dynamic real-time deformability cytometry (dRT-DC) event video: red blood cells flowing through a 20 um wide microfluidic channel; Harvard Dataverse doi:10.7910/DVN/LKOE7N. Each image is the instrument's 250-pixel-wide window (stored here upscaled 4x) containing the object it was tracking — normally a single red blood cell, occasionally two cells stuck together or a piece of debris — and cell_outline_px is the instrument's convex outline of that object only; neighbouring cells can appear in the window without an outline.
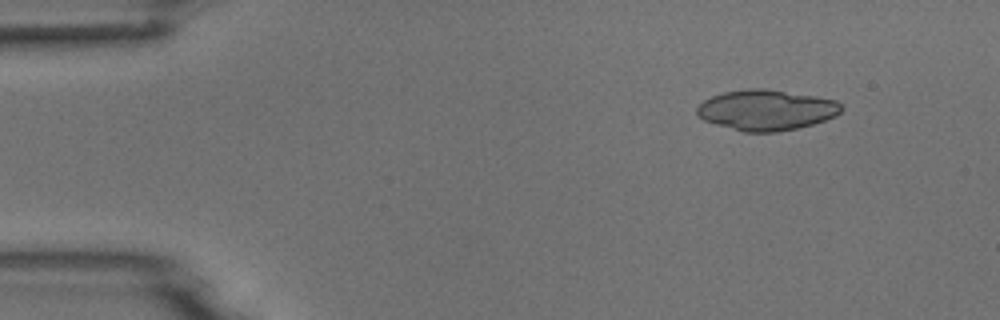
{"species": "common noctule bat (a hibernating species)", "species_latin": "Nyctalus noctula", "temperature_condition": "room temperature", "stored_images_in_passage": 5, "camera_frame_rate_fps": 3000, "um_per_image_px": 0.085, "animal": {"sex": "male", "body_mass_g": 18.8}, "frame": {"image": 1, "passage_image": 2, "time_ms": 1.0, "image_size_px": [1000, 320], "cell_outline_px": [[844, 108], [836, 116], [812, 124], [780, 132], [744, 132], [716, 124], [704, 120], [696, 116], [696, 108], [704, 100], [712, 96], [724, 92], [748, 88], [764, 88], [816, 96], [836, 100]], "centroid_in_image_um": [65.13, 9.35], "position_along_channel_um": 19.9, "area_um2": 34.16}}
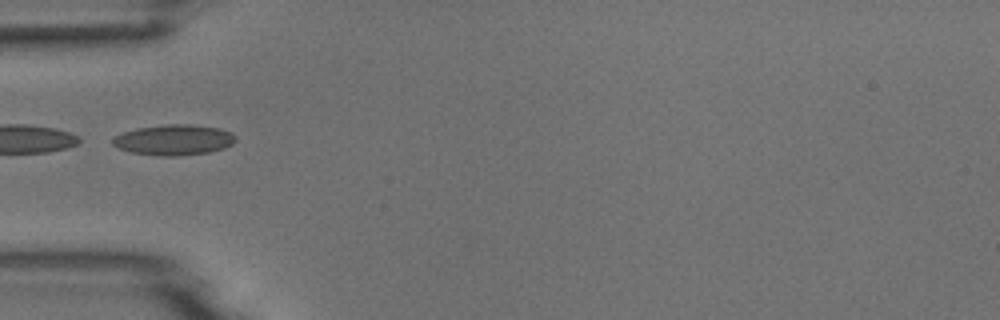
{"frame": {"image": 2, "passage_image": 5, "time_ms": 4.667, "image_size_px": [1000, 320], "cell_outline_px": [[236, 140], [232, 144], [224, 148], [208, 152], [176, 156], [160, 156], [128, 152], [112, 144], [112, 140], [116, 136], [124, 132], [136, 128], [168, 124], [192, 124], [220, 128], [232, 132], [236, 136]], "centroid_in_image_um": [14.8, 11.88], "position_along_channel_um": 70.2, "area_um2": 21.96}}